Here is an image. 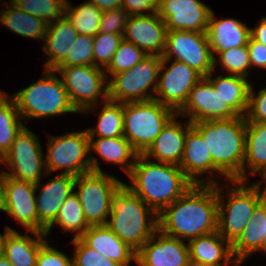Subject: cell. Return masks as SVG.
Returning <instances> with one entry per match:
<instances>
[{
    "label": "cell",
    "instance_id": "41",
    "mask_svg": "<svg viewBox=\"0 0 266 266\" xmlns=\"http://www.w3.org/2000/svg\"><path fill=\"white\" fill-rule=\"evenodd\" d=\"M123 40V35L121 34H104L98 32L94 36V66L100 67L99 62L105 70L110 64L114 53L117 51L118 46Z\"/></svg>",
    "mask_w": 266,
    "mask_h": 266
},
{
    "label": "cell",
    "instance_id": "5",
    "mask_svg": "<svg viewBox=\"0 0 266 266\" xmlns=\"http://www.w3.org/2000/svg\"><path fill=\"white\" fill-rule=\"evenodd\" d=\"M45 71V76L39 81L11 97L23 119L77 112L69 100L62 80L56 76L54 69Z\"/></svg>",
    "mask_w": 266,
    "mask_h": 266
},
{
    "label": "cell",
    "instance_id": "36",
    "mask_svg": "<svg viewBox=\"0 0 266 266\" xmlns=\"http://www.w3.org/2000/svg\"><path fill=\"white\" fill-rule=\"evenodd\" d=\"M102 12L89 0L76 7L68 0L65 3V15L81 35L95 36L99 32Z\"/></svg>",
    "mask_w": 266,
    "mask_h": 266
},
{
    "label": "cell",
    "instance_id": "7",
    "mask_svg": "<svg viewBox=\"0 0 266 266\" xmlns=\"http://www.w3.org/2000/svg\"><path fill=\"white\" fill-rule=\"evenodd\" d=\"M175 114L155 99L123 103L124 137L143 154Z\"/></svg>",
    "mask_w": 266,
    "mask_h": 266
},
{
    "label": "cell",
    "instance_id": "13",
    "mask_svg": "<svg viewBox=\"0 0 266 266\" xmlns=\"http://www.w3.org/2000/svg\"><path fill=\"white\" fill-rule=\"evenodd\" d=\"M37 136L26 126L16 135L10 150L1 159V164L7 163L12 172L4 171L7 176L37 184L40 182L42 169L45 170V160Z\"/></svg>",
    "mask_w": 266,
    "mask_h": 266
},
{
    "label": "cell",
    "instance_id": "14",
    "mask_svg": "<svg viewBox=\"0 0 266 266\" xmlns=\"http://www.w3.org/2000/svg\"><path fill=\"white\" fill-rule=\"evenodd\" d=\"M168 59L161 58L160 79L157 82L154 99L172 109L176 114L184 107L192 88L204 78L186 63L173 60L167 68ZM166 71L162 73V70ZM156 94L159 97H156Z\"/></svg>",
    "mask_w": 266,
    "mask_h": 266
},
{
    "label": "cell",
    "instance_id": "54",
    "mask_svg": "<svg viewBox=\"0 0 266 266\" xmlns=\"http://www.w3.org/2000/svg\"><path fill=\"white\" fill-rule=\"evenodd\" d=\"M189 266H209V265L197 264V263H194V262H190Z\"/></svg>",
    "mask_w": 266,
    "mask_h": 266
},
{
    "label": "cell",
    "instance_id": "50",
    "mask_svg": "<svg viewBox=\"0 0 266 266\" xmlns=\"http://www.w3.org/2000/svg\"><path fill=\"white\" fill-rule=\"evenodd\" d=\"M6 173L1 171L0 174V210L5 211L6 207Z\"/></svg>",
    "mask_w": 266,
    "mask_h": 266
},
{
    "label": "cell",
    "instance_id": "39",
    "mask_svg": "<svg viewBox=\"0 0 266 266\" xmlns=\"http://www.w3.org/2000/svg\"><path fill=\"white\" fill-rule=\"evenodd\" d=\"M94 36L79 34L73 42L66 58L57 67L94 66Z\"/></svg>",
    "mask_w": 266,
    "mask_h": 266
},
{
    "label": "cell",
    "instance_id": "17",
    "mask_svg": "<svg viewBox=\"0 0 266 266\" xmlns=\"http://www.w3.org/2000/svg\"><path fill=\"white\" fill-rule=\"evenodd\" d=\"M183 241L158 229L137 251L136 263L139 266H189V247Z\"/></svg>",
    "mask_w": 266,
    "mask_h": 266
},
{
    "label": "cell",
    "instance_id": "16",
    "mask_svg": "<svg viewBox=\"0 0 266 266\" xmlns=\"http://www.w3.org/2000/svg\"><path fill=\"white\" fill-rule=\"evenodd\" d=\"M189 116L191 123L228 119L238 116L225 102L213 85L204 77L190 91L184 107L176 114Z\"/></svg>",
    "mask_w": 266,
    "mask_h": 266
},
{
    "label": "cell",
    "instance_id": "6",
    "mask_svg": "<svg viewBox=\"0 0 266 266\" xmlns=\"http://www.w3.org/2000/svg\"><path fill=\"white\" fill-rule=\"evenodd\" d=\"M232 184L240 186L229 187L227 204L222 198V189L217 183L218 218L217 231L231 244L241 235L250 221L256 206L264 199L261 191L262 182L245 187L246 181L231 180ZM226 209V210H225ZM226 211V212H225Z\"/></svg>",
    "mask_w": 266,
    "mask_h": 266
},
{
    "label": "cell",
    "instance_id": "25",
    "mask_svg": "<svg viewBox=\"0 0 266 266\" xmlns=\"http://www.w3.org/2000/svg\"><path fill=\"white\" fill-rule=\"evenodd\" d=\"M188 247L190 262L197 264L228 266L234 258L232 244L225 240L218 231L190 240Z\"/></svg>",
    "mask_w": 266,
    "mask_h": 266
},
{
    "label": "cell",
    "instance_id": "28",
    "mask_svg": "<svg viewBox=\"0 0 266 266\" xmlns=\"http://www.w3.org/2000/svg\"><path fill=\"white\" fill-rule=\"evenodd\" d=\"M36 239L23 236L15 230H9L4 239L3 255L12 266H36L40 248L47 242L42 234L31 231Z\"/></svg>",
    "mask_w": 266,
    "mask_h": 266
},
{
    "label": "cell",
    "instance_id": "30",
    "mask_svg": "<svg viewBox=\"0 0 266 266\" xmlns=\"http://www.w3.org/2000/svg\"><path fill=\"white\" fill-rule=\"evenodd\" d=\"M89 149H94L103 160L120 164L121 168L130 174L135 162H129V159L136 160L139 153L132 147L131 143L124 137L98 138L89 137Z\"/></svg>",
    "mask_w": 266,
    "mask_h": 266
},
{
    "label": "cell",
    "instance_id": "1",
    "mask_svg": "<svg viewBox=\"0 0 266 266\" xmlns=\"http://www.w3.org/2000/svg\"><path fill=\"white\" fill-rule=\"evenodd\" d=\"M217 182L194 184L158 214V229L178 239H195L217 231Z\"/></svg>",
    "mask_w": 266,
    "mask_h": 266
},
{
    "label": "cell",
    "instance_id": "53",
    "mask_svg": "<svg viewBox=\"0 0 266 266\" xmlns=\"http://www.w3.org/2000/svg\"><path fill=\"white\" fill-rule=\"evenodd\" d=\"M262 177L266 181V171L262 174ZM262 194H263V198L266 200V186L264 187Z\"/></svg>",
    "mask_w": 266,
    "mask_h": 266
},
{
    "label": "cell",
    "instance_id": "32",
    "mask_svg": "<svg viewBox=\"0 0 266 266\" xmlns=\"http://www.w3.org/2000/svg\"><path fill=\"white\" fill-rule=\"evenodd\" d=\"M8 9L0 11V23L10 31L34 39H45L47 24L15 6L12 2Z\"/></svg>",
    "mask_w": 266,
    "mask_h": 266
},
{
    "label": "cell",
    "instance_id": "31",
    "mask_svg": "<svg viewBox=\"0 0 266 266\" xmlns=\"http://www.w3.org/2000/svg\"><path fill=\"white\" fill-rule=\"evenodd\" d=\"M246 165H248L252 175L258 172L262 175L266 171V123H246L242 181L246 180Z\"/></svg>",
    "mask_w": 266,
    "mask_h": 266
},
{
    "label": "cell",
    "instance_id": "40",
    "mask_svg": "<svg viewBox=\"0 0 266 266\" xmlns=\"http://www.w3.org/2000/svg\"><path fill=\"white\" fill-rule=\"evenodd\" d=\"M219 62L223 69L229 72V75L248 76L250 65V56L247 45L230 48L219 52Z\"/></svg>",
    "mask_w": 266,
    "mask_h": 266
},
{
    "label": "cell",
    "instance_id": "55",
    "mask_svg": "<svg viewBox=\"0 0 266 266\" xmlns=\"http://www.w3.org/2000/svg\"><path fill=\"white\" fill-rule=\"evenodd\" d=\"M264 251L266 252V233H265V236H264Z\"/></svg>",
    "mask_w": 266,
    "mask_h": 266
},
{
    "label": "cell",
    "instance_id": "10",
    "mask_svg": "<svg viewBox=\"0 0 266 266\" xmlns=\"http://www.w3.org/2000/svg\"><path fill=\"white\" fill-rule=\"evenodd\" d=\"M54 71L62 77L69 100L77 112H89L95 109L93 105L99 96L104 99L102 102L108 99V85H103L108 81H105L107 77L102 68L81 65L56 67Z\"/></svg>",
    "mask_w": 266,
    "mask_h": 266
},
{
    "label": "cell",
    "instance_id": "46",
    "mask_svg": "<svg viewBox=\"0 0 266 266\" xmlns=\"http://www.w3.org/2000/svg\"><path fill=\"white\" fill-rule=\"evenodd\" d=\"M160 0H122V8H124L130 16L145 15L142 11H150L157 13L159 9Z\"/></svg>",
    "mask_w": 266,
    "mask_h": 266
},
{
    "label": "cell",
    "instance_id": "19",
    "mask_svg": "<svg viewBox=\"0 0 266 266\" xmlns=\"http://www.w3.org/2000/svg\"><path fill=\"white\" fill-rule=\"evenodd\" d=\"M38 185L30 182L15 180L6 175V207L11 217L15 218L28 231L39 232V221L35 192Z\"/></svg>",
    "mask_w": 266,
    "mask_h": 266
},
{
    "label": "cell",
    "instance_id": "21",
    "mask_svg": "<svg viewBox=\"0 0 266 266\" xmlns=\"http://www.w3.org/2000/svg\"><path fill=\"white\" fill-rule=\"evenodd\" d=\"M175 115L162 128L149 148L142 154L146 158L154 157L160 163H168L179 166L183 156L185 137L192 127L188 121L183 128L182 123L177 122Z\"/></svg>",
    "mask_w": 266,
    "mask_h": 266
},
{
    "label": "cell",
    "instance_id": "22",
    "mask_svg": "<svg viewBox=\"0 0 266 266\" xmlns=\"http://www.w3.org/2000/svg\"><path fill=\"white\" fill-rule=\"evenodd\" d=\"M80 239L91 249L122 266L136 262L137 252L118 238L106 225L90 226Z\"/></svg>",
    "mask_w": 266,
    "mask_h": 266
},
{
    "label": "cell",
    "instance_id": "23",
    "mask_svg": "<svg viewBox=\"0 0 266 266\" xmlns=\"http://www.w3.org/2000/svg\"><path fill=\"white\" fill-rule=\"evenodd\" d=\"M179 167L193 184H207L197 175L213 172L211 154L203 137L191 127L185 137L183 156Z\"/></svg>",
    "mask_w": 266,
    "mask_h": 266
},
{
    "label": "cell",
    "instance_id": "29",
    "mask_svg": "<svg viewBox=\"0 0 266 266\" xmlns=\"http://www.w3.org/2000/svg\"><path fill=\"white\" fill-rule=\"evenodd\" d=\"M213 71L205 78L213 85L225 102L237 115L245 117L249 103L251 84L238 75L218 76L212 79Z\"/></svg>",
    "mask_w": 266,
    "mask_h": 266
},
{
    "label": "cell",
    "instance_id": "38",
    "mask_svg": "<svg viewBox=\"0 0 266 266\" xmlns=\"http://www.w3.org/2000/svg\"><path fill=\"white\" fill-rule=\"evenodd\" d=\"M147 56L148 55L135 44L123 39L118 46L117 51L114 53L110 64L104 70L106 77L109 78V73L114 75L116 73L131 69Z\"/></svg>",
    "mask_w": 266,
    "mask_h": 266
},
{
    "label": "cell",
    "instance_id": "27",
    "mask_svg": "<svg viewBox=\"0 0 266 266\" xmlns=\"http://www.w3.org/2000/svg\"><path fill=\"white\" fill-rule=\"evenodd\" d=\"M78 35L65 14L55 22L47 24L44 51L49 59L45 64V70L55 69L66 58Z\"/></svg>",
    "mask_w": 266,
    "mask_h": 266
},
{
    "label": "cell",
    "instance_id": "20",
    "mask_svg": "<svg viewBox=\"0 0 266 266\" xmlns=\"http://www.w3.org/2000/svg\"><path fill=\"white\" fill-rule=\"evenodd\" d=\"M76 177L69 174H59L48 180L35 195L39 221V233L45 234L46 230L55 222L58 211L66 198L74 191Z\"/></svg>",
    "mask_w": 266,
    "mask_h": 266
},
{
    "label": "cell",
    "instance_id": "44",
    "mask_svg": "<svg viewBox=\"0 0 266 266\" xmlns=\"http://www.w3.org/2000/svg\"><path fill=\"white\" fill-rule=\"evenodd\" d=\"M252 87L251 85L248 109L245 115L246 123H266V88L261 89L256 95Z\"/></svg>",
    "mask_w": 266,
    "mask_h": 266
},
{
    "label": "cell",
    "instance_id": "33",
    "mask_svg": "<svg viewBox=\"0 0 266 266\" xmlns=\"http://www.w3.org/2000/svg\"><path fill=\"white\" fill-rule=\"evenodd\" d=\"M8 93L0 97V160L10 150L16 135L25 126L22 117ZM8 98V99H7Z\"/></svg>",
    "mask_w": 266,
    "mask_h": 266
},
{
    "label": "cell",
    "instance_id": "56",
    "mask_svg": "<svg viewBox=\"0 0 266 266\" xmlns=\"http://www.w3.org/2000/svg\"><path fill=\"white\" fill-rule=\"evenodd\" d=\"M4 93L0 90V97L3 95Z\"/></svg>",
    "mask_w": 266,
    "mask_h": 266
},
{
    "label": "cell",
    "instance_id": "51",
    "mask_svg": "<svg viewBox=\"0 0 266 266\" xmlns=\"http://www.w3.org/2000/svg\"><path fill=\"white\" fill-rule=\"evenodd\" d=\"M9 230H14V229H12V228H10V227H6L5 233H4L3 235L0 234V256L3 254L4 239H5L6 233H7Z\"/></svg>",
    "mask_w": 266,
    "mask_h": 266
},
{
    "label": "cell",
    "instance_id": "18",
    "mask_svg": "<svg viewBox=\"0 0 266 266\" xmlns=\"http://www.w3.org/2000/svg\"><path fill=\"white\" fill-rule=\"evenodd\" d=\"M167 29L158 13L129 16L123 39L135 44L147 55L162 57L166 47Z\"/></svg>",
    "mask_w": 266,
    "mask_h": 266
},
{
    "label": "cell",
    "instance_id": "45",
    "mask_svg": "<svg viewBox=\"0 0 266 266\" xmlns=\"http://www.w3.org/2000/svg\"><path fill=\"white\" fill-rule=\"evenodd\" d=\"M54 249L46 242L39 251L36 266H74L73 258Z\"/></svg>",
    "mask_w": 266,
    "mask_h": 266
},
{
    "label": "cell",
    "instance_id": "8",
    "mask_svg": "<svg viewBox=\"0 0 266 266\" xmlns=\"http://www.w3.org/2000/svg\"><path fill=\"white\" fill-rule=\"evenodd\" d=\"M45 159V173L65 169L62 174L79 176L88 172L102 173L90 152L87 131L70 132L62 136H50Z\"/></svg>",
    "mask_w": 266,
    "mask_h": 266
},
{
    "label": "cell",
    "instance_id": "3",
    "mask_svg": "<svg viewBox=\"0 0 266 266\" xmlns=\"http://www.w3.org/2000/svg\"><path fill=\"white\" fill-rule=\"evenodd\" d=\"M135 195L159 214L194 184L173 164L155 163L139 154L128 175Z\"/></svg>",
    "mask_w": 266,
    "mask_h": 266
},
{
    "label": "cell",
    "instance_id": "43",
    "mask_svg": "<svg viewBox=\"0 0 266 266\" xmlns=\"http://www.w3.org/2000/svg\"><path fill=\"white\" fill-rule=\"evenodd\" d=\"M129 16L128 12L122 7L104 10L102 12L99 32L123 35Z\"/></svg>",
    "mask_w": 266,
    "mask_h": 266
},
{
    "label": "cell",
    "instance_id": "47",
    "mask_svg": "<svg viewBox=\"0 0 266 266\" xmlns=\"http://www.w3.org/2000/svg\"><path fill=\"white\" fill-rule=\"evenodd\" d=\"M247 48L250 56V65L266 68V47L250 36Z\"/></svg>",
    "mask_w": 266,
    "mask_h": 266
},
{
    "label": "cell",
    "instance_id": "24",
    "mask_svg": "<svg viewBox=\"0 0 266 266\" xmlns=\"http://www.w3.org/2000/svg\"><path fill=\"white\" fill-rule=\"evenodd\" d=\"M215 18L214 12L212 11L206 31L213 53L218 54L220 51L247 45L251 36V28L236 19L216 20Z\"/></svg>",
    "mask_w": 266,
    "mask_h": 266
},
{
    "label": "cell",
    "instance_id": "12",
    "mask_svg": "<svg viewBox=\"0 0 266 266\" xmlns=\"http://www.w3.org/2000/svg\"><path fill=\"white\" fill-rule=\"evenodd\" d=\"M163 58L178 60L199 72L203 77L214 71L218 61L211 51L206 32L167 31Z\"/></svg>",
    "mask_w": 266,
    "mask_h": 266
},
{
    "label": "cell",
    "instance_id": "49",
    "mask_svg": "<svg viewBox=\"0 0 266 266\" xmlns=\"http://www.w3.org/2000/svg\"><path fill=\"white\" fill-rule=\"evenodd\" d=\"M100 10L118 9L122 7V0H90Z\"/></svg>",
    "mask_w": 266,
    "mask_h": 266
},
{
    "label": "cell",
    "instance_id": "35",
    "mask_svg": "<svg viewBox=\"0 0 266 266\" xmlns=\"http://www.w3.org/2000/svg\"><path fill=\"white\" fill-rule=\"evenodd\" d=\"M54 224H59L62 230L75 232L74 239L80 238L90 227L86 222L82 205L76 192L73 191L66 198L58 211L55 222L46 230V236Z\"/></svg>",
    "mask_w": 266,
    "mask_h": 266
},
{
    "label": "cell",
    "instance_id": "48",
    "mask_svg": "<svg viewBox=\"0 0 266 266\" xmlns=\"http://www.w3.org/2000/svg\"><path fill=\"white\" fill-rule=\"evenodd\" d=\"M251 37L266 47V17L262 18L257 27L250 29Z\"/></svg>",
    "mask_w": 266,
    "mask_h": 266
},
{
    "label": "cell",
    "instance_id": "37",
    "mask_svg": "<svg viewBox=\"0 0 266 266\" xmlns=\"http://www.w3.org/2000/svg\"><path fill=\"white\" fill-rule=\"evenodd\" d=\"M19 9L38 17L46 24L61 18L65 14L66 0H12Z\"/></svg>",
    "mask_w": 266,
    "mask_h": 266
},
{
    "label": "cell",
    "instance_id": "52",
    "mask_svg": "<svg viewBox=\"0 0 266 266\" xmlns=\"http://www.w3.org/2000/svg\"><path fill=\"white\" fill-rule=\"evenodd\" d=\"M0 266H12L3 254L0 256Z\"/></svg>",
    "mask_w": 266,
    "mask_h": 266
},
{
    "label": "cell",
    "instance_id": "11",
    "mask_svg": "<svg viewBox=\"0 0 266 266\" xmlns=\"http://www.w3.org/2000/svg\"><path fill=\"white\" fill-rule=\"evenodd\" d=\"M122 184L114 176L104 172H88L76 176L74 188L89 226L106 225L110 214V200Z\"/></svg>",
    "mask_w": 266,
    "mask_h": 266
},
{
    "label": "cell",
    "instance_id": "2",
    "mask_svg": "<svg viewBox=\"0 0 266 266\" xmlns=\"http://www.w3.org/2000/svg\"><path fill=\"white\" fill-rule=\"evenodd\" d=\"M203 137L212 157L213 173L225 176L226 180L242 181L245 160L246 119L236 116L228 119L192 123Z\"/></svg>",
    "mask_w": 266,
    "mask_h": 266
},
{
    "label": "cell",
    "instance_id": "34",
    "mask_svg": "<svg viewBox=\"0 0 266 266\" xmlns=\"http://www.w3.org/2000/svg\"><path fill=\"white\" fill-rule=\"evenodd\" d=\"M88 137L115 138L124 136L123 103L107 99L98 115L96 128L86 130Z\"/></svg>",
    "mask_w": 266,
    "mask_h": 266
},
{
    "label": "cell",
    "instance_id": "4",
    "mask_svg": "<svg viewBox=\"0 0 266 266\" xmlns=\"http://www.w3.org/2000/svg\"><path fill=\"white\" fill-rule=\"evenodd\" d=\"M109 217L106 226L136 252L158 230V214L124 183L111 196Z\"/></svg>",
    "mask_w": 266,
    "mask_h": 266
},
{
    "label": "cell",
    "instance_id": "26",
    "mask_svg": "<svg viewBox=\"0 0 266 266\" xmlns=\"http://www.w3.org/2000/svg\"><path fill=\"white\" fill-rule=\"evenodd\" d=\"M266 233V200L263 199L253 211L241 235L232 243V252L234 264L238 266L250 256L259 250H264V236Z\"/></svg>",
    "mask_w": 266,
    "mask_h": 266
},
{
    "label": "cell",
    "instance_id": "15",
    "mask_svg": "<svg viewBox=\"0 0 266 266\" xmlns=\"http://www.w3.org/2000/svg\"><path fill=\"white\" fill-rule=\"evenodd\" d=\"M211 12L200 0H160L157 13L167 31L206 32Z\"/></svg>",
    "mask_w": 266,
    "mask_h": 266
},
{
    "label": "cell",
    "instance_id": "9",
    "mask_svg": "<svg viewBox=\"0 0 266 266\" xmlns=\"http://www.w3.org/2000/svg\"><path fill=\"white\" fill-rule=\"evenodd\" d=\"M161 58L148 55L129 70L114 74L108 82V99L120 103L147 101L154 95L146 94L151 87L155 93Z\"/></svg>",
    "mask_w": 266,
    "mask_h": 266
},
{
    "label": "cell",
    "instance_id": "42",
    "mask_svg": "<svg viewBox=\"0 0 266 266\" xmlns=\"http://www.w3.org/2000/svg\"><path fill=\"white\" fill-rule=\"evenodd\" d=\"M75 245L74 266H122L88 247L80 238L71 241Z\"/></svg>",
    "mask_w": 266,
    "mask_h": 266
}]
</instances>
